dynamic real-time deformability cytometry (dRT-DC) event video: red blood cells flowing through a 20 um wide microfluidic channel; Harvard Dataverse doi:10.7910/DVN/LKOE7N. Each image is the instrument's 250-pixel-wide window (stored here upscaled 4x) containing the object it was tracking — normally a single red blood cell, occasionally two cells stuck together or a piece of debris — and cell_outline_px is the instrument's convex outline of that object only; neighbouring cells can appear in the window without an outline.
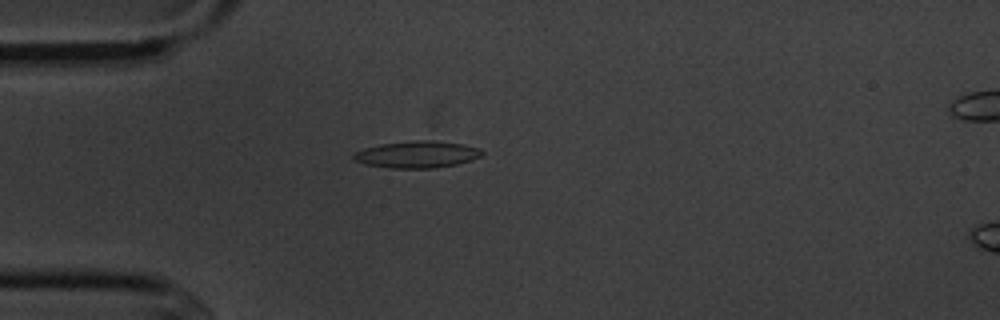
{"species": "common noctule bat (a hibernating species)", "species_latin": "Nyctalus noctula", "temperature_condition": "cold", "stored_images_in_passage": 3, "camera_frame_rate_fps": 3000, "um_per_image_px": 0.085, "animal": {"sex": "male", "body_mass_g": 20.1, "forearm_length_mm": 53.5}, "frame": {"image": 1, "passage_image": 2, "time_ms": 1.333, "image_size_px": [1000, 320], "cell_outline_px": [[484, 152], [480, 156], [472, 160], [456, 164], [436, 168], [392, 168], [364, 164], [352, 160], [352, 156], [356, 152], [364, 148], [380, 144], [412, 140], [432, 140], [464, 144], [480, 148]], "centroid_in_image_um": [35.45, 13.12], "position_along_channel_um": 49.6, "area_um2": 20.23}}